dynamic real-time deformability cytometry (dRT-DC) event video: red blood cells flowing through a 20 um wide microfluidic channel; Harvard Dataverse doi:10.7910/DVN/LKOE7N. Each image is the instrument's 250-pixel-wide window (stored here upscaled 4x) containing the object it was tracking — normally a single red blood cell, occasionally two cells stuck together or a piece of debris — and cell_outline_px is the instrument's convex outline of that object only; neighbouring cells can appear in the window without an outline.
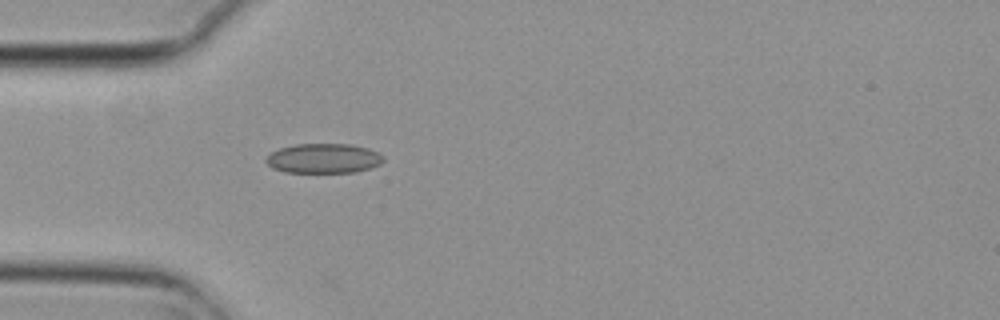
{"species": "common noctule bat (a hibernating species)", "species_latin": "Nyctalus noctula", "temperature_condition": "cold", "stored_images_in_passage": 1, "camera_frame_rate_fps": 3000, "um_per_image_px": 0.085, "animal": {"sex": "female", "body_mass_g": 29.2, "forearm_length_mm": 56.3}, "frame": {"image": 1, "passage_image": 1, "time_ms": 0.0, "image_size_px": [1000, 320], "cell_outline_px": [[384, 160], [380, 164], [372, 168], [356, 172], [284, 172], [272, 168], [264, 160], [272, 152], [280, 148], [296, 144], [348, 144], [368, 148], [384, 156]], "centroid_in_image_um": [27.52, 13.47], "position_along_channel_um": 57.5, "area_um2": 20.29}}